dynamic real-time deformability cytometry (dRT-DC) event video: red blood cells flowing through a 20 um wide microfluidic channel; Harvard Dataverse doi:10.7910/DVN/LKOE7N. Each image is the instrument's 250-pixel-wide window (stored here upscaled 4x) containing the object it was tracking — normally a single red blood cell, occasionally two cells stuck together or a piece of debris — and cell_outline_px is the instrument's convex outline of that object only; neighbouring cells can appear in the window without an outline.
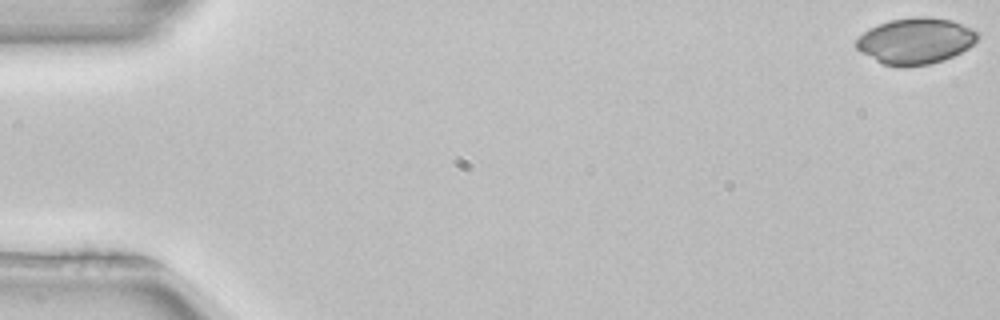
{"species": "common noctule bat (a hibernating species)", "species_latin": "Nyctalus noctula", "temperature_condition": "room temperature", "stored_images_in_passage": 9, "camera_frame_rate_fps": 3000, "um_per_image_px": 0.085, "animal": {"sex": "female", "body_mass_g": 22.7, "forearm_length_mm": 54.2}, "frame": {"image": 1, "passage_image": 1, "time_ms": 0.0, "image_size_px": [1000, 320], "cell_outline_px": [[976, 40], [968, 48], [944, 60], [928, 64], [904, 68], [900, 68], [884, 64], [860, 52], [856, 48], [856, 40], [864, 32], [876, 24], [888, 20], [912, 16], [928, 16], [952, 20], [972, 28], [976, 32]], "centroid_in_image_um": [77.79, 3.47], "position_along_channel_um": 7.2, "area_um2": 32.77}}